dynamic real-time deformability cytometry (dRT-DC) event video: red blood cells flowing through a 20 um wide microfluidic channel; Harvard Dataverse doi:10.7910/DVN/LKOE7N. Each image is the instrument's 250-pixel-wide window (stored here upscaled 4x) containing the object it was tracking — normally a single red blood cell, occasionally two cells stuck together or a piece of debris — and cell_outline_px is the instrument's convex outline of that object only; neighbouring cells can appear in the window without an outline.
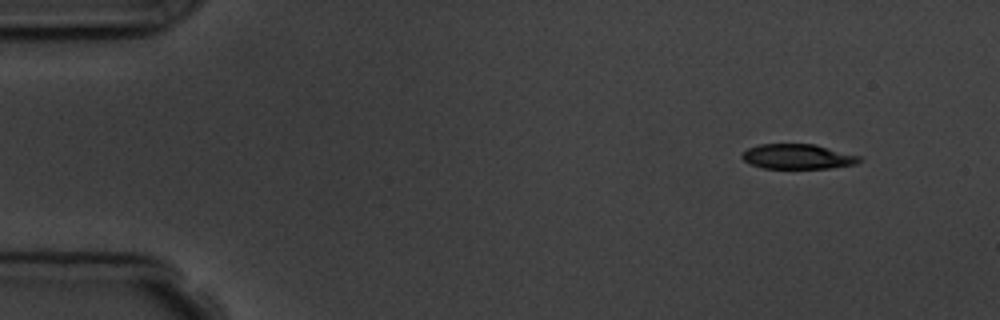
{"species": "common noctule bat (a hibernating species)", "species_latin": "Nyctalus noctula", "temperature_condition": "room temperature", "stored_images_in_passage": 4, "camera_frame_rate_fps": 3000, "um_per_image_px": 0.085, "animal": {"sex": "male", "body_mass_g": 19.5, "forearm_length_mm": 54.6}, "frame": {"image": 1, "passage_image": 1, "time_ms": 0.0, "image_size_px": [1000, 320], "cell_outline_px": [[860, 160], [856, 164], [832, 168], [764, 168], [752, 164], [744, 160], [740, 156], [748, 148], [760, 144], [816, 144], [860, 156]], "centroid_in_image_um": [67.82, 13.3], "position_along_channel_um": 17.2, "area_um2": 16.94}}
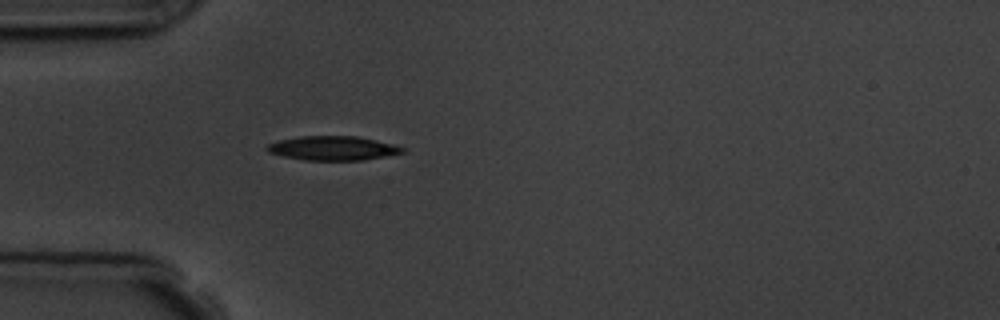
{"frame": {"image": 2, "passage_image": 4, "time_ms": 3.667, "image_size_px": [1000, 320], "cell_outline_px": [[408, 152], [364, 160], [304, 160], [284, 156], [268, 152], [264, 148], [268, 144], [280, 140], [300, 136], [356, 136], [392, 144], [404, 148]], "centroid_in_image_um": [28.3, 12.6], "position_along_channel_um": 56.7, "area_um2": 19.02}}